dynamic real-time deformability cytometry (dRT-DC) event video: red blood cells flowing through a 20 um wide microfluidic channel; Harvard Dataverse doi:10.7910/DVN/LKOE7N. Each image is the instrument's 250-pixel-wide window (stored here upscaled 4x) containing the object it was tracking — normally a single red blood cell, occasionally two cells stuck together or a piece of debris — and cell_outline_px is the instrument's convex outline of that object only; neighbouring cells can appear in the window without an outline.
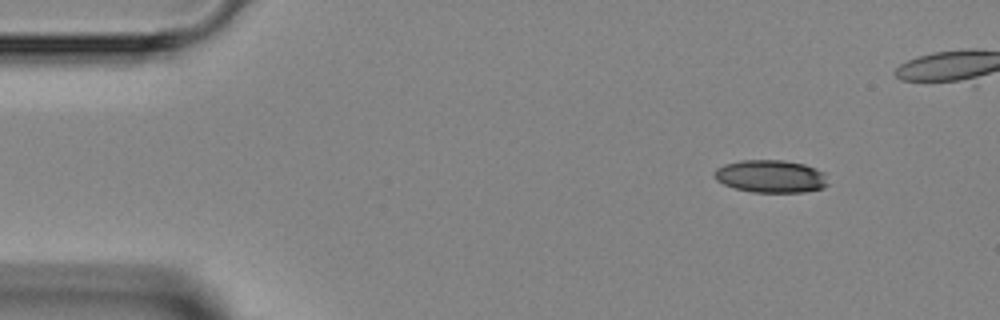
{"species": "Egyptian fruit bat (a non-hibernating species)", "species_latin": "Rousettus aegyptiacus", "temperature_condition": "room temperature", "stored_images_in_passage": 5, "camera_frame_rate_fps": 3000, "um_per_image_px": 0.085, "animal": {"sex": "female"}, "frame": {"image": 1, "passage_image": 1, "time_ms": 0.0, "image_size_px": [1000, 320], "cell_outline_px": [[828, 184], [824, 188], [804, 192], [752, 192], [736, 188], [724, 184], [716, 180], [712, 176], [712, 172], [716, 168], [724, 164], [740, 160], [784, 160], [804, 164], [824, 172]], "centroid_in_image_um": [65.49, 14.98], "position_along_channel_um": 19.5, "area_um2": 21.79}}
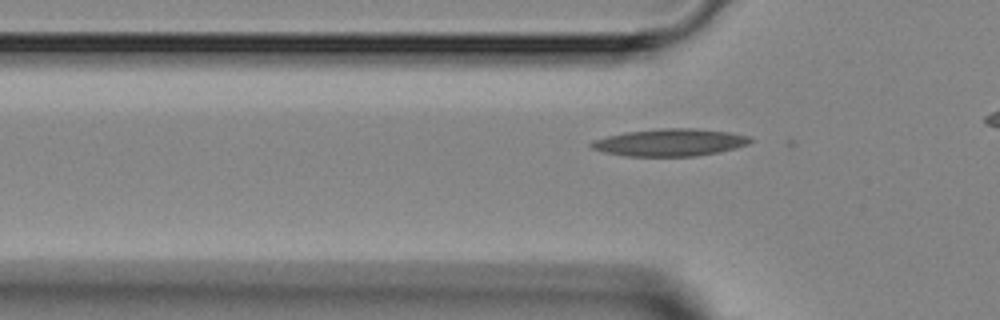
{"frame": {"image": 2, "passage_image": 5, "time_ms": 5.333, "image_size_px": [1000, 320], "cell_outline_px": [[756, 140], [748, 144], [736, 148], [720, 152], [696, 156], [628, 156], [604, 152], [592, 148], [588, 144], [592, 140], [624, 132], [660, 128], [696, 128], [728, 132], [752, 136]], "centroid_in_image_um": [57.0, 12.1], "position_along_channel_um": 68.8, "area_um2": 25.55}}